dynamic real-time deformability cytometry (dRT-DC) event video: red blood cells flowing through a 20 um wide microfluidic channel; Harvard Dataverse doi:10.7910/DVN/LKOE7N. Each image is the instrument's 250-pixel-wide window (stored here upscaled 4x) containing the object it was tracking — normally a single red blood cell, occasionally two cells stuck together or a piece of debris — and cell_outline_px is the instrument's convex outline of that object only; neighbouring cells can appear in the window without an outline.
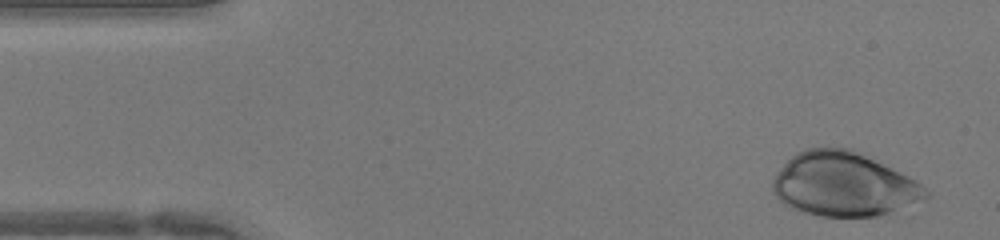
{"species": "human", "species_latin": "Homo sapiens", "temperature_condition": "warm", "stored_images_in_passage": 35, "camera_frame_rate_fps": 3000, "um_per_image_px": 0.085, "donor": {"sex": "female"}, "frame": {"image": 1, "passage_image": 2, "time_ms": 0.333, "image_size_px": [1000, 240], "cell_outline_px": [[932, 196], [880, 216], [820, 216], [804, 212], [792, 208], [784, 204], [772, 192], [772, 180], [776, 172], [796, 152], [808, 148], [852, 148], [916, 180]], "centroid_in_image_um": [71.7, 15.66], "position_along_channel_um": 13.3, "area_um2": 56.93}}
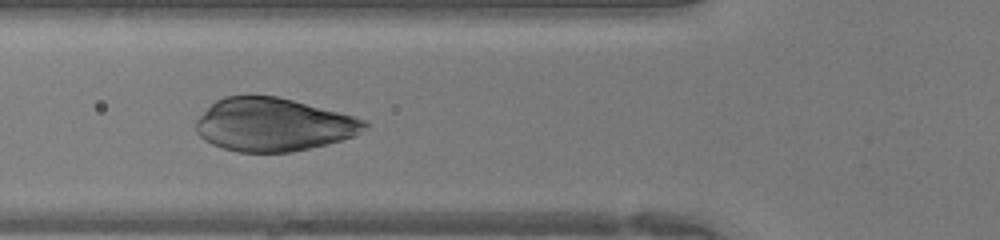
{"frame": {"image": 2, "passage_image": 15, "time_ms": 4.667, "image_size_px": [1000, 240], "cell_outline_px": [[368, 128], [352, 136], [340, 140], [292, 152], [240, 152], [224, 148], [212, 144], [204, 140], [196, 132], [196, 120], [216, 100], [224, 96], [276, 96], [356, 116], [364, 120], [368, 124]], "centroid_in_image_um": [23.23, 10.59], "position_along_channel_um": 102.6, "area_um2": 51.79}}
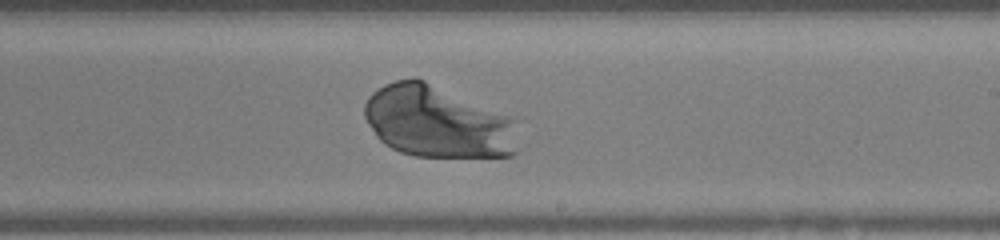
{"frame": {"image": 3, "passage_image": 25, "time_ms": 8.0, "image_size_px": [1000, 240], "cell_outline_px": [[520, 148], [512, 156], [416, 156], [400, 152], [384, 144], [376, 136], [368, 124], [364, 116], [364, 104], [368, 96], [372, 92], [384, 84], [396, 80], [412, 76], [424, 80], [508, 116], [512, 120]], "centroid_in_image_um": [37.14, 10.36], "position_along_channel_um": 251.9, "area_um2": 64.22}}